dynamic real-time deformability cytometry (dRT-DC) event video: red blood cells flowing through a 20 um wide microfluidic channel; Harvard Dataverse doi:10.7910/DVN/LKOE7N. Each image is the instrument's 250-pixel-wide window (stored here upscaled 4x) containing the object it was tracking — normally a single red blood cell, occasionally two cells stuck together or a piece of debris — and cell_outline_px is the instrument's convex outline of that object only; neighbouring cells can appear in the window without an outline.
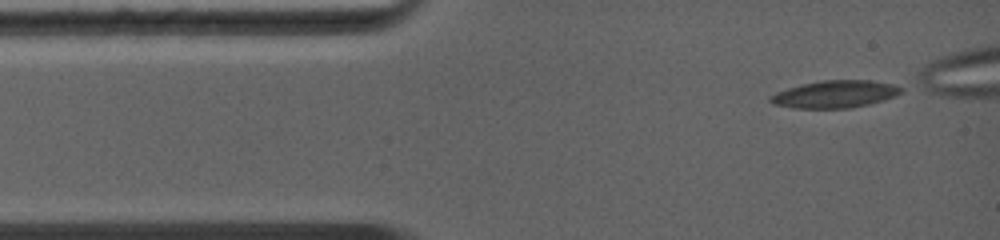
{"species": "common noctule bat (a hibernating species)", "species_latin": "Nyctalus noctula", "temperature_condition": "warm", "stored_images_in_passage": 44, "camera_frame_rate_fps": 5000, "um_per_image_px": 0.085, "animal": {"sex": "female", "body_mass_g": 19.0, "forearm_length_mm": 56.7}, "frame": {"image": 1, "passage_image": 1, "time_ms": 0.0, "image_size_px": [1000, 240], "cell_outline_px": [[904, 92], [868, 104], [848, 108], [796, 108], [772, 104], [768, 100], [768, 96], [776, 92], [788, 88], [804, 84], [824, 80], [872, 80], [892, 84], [904, 88]], "centroid_in_image_um": [70.95, 8.0], "position_along_channel_um": 14.1, "area_um2": 20.63}}
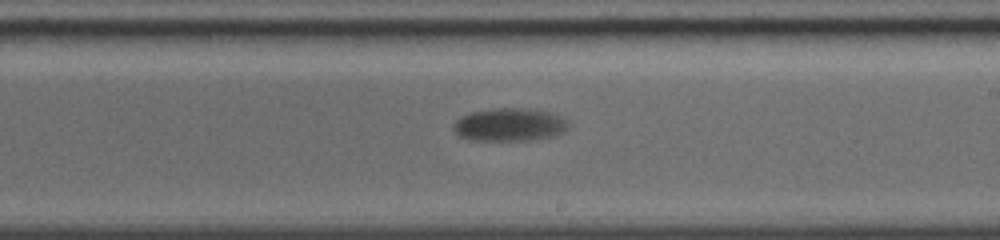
{"frame": {"image": 2, "passage_image": 27, "time_ms": 6.8, "image_size_px": [1000, 240], "cell_outline_px": [[568, 128], [564, 132], [556, 136], [532, 140], [468, 140], [460, 136], [452, 128], [452, 124], [460, 116], [468, 112], [496, 108], [528, 108], [548, 112], [560, 116], [568, 120]], "centroid_in_image_um": [43.3, 10.6], "position_along_channel_um": 245.7, "area_um2": 22.43}}
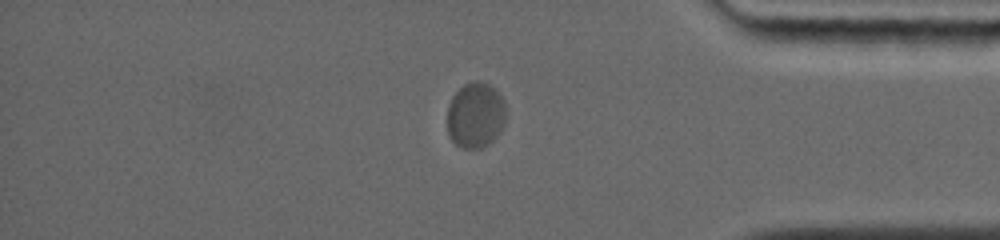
{"frame": {"image": 3, "passage_image": 42, "time_ms": 10.8, "image_size_px": [1000, 240], "cell_outline_px": [[504, 124], [500, 132], [488, 144], [480, 148], [464, 148], [456, 144], [452, 140], [448, 132], [448, 104], [452, 96], [464, 84], [476, 80], [480, 80], [488, 84], [504, 100]], "centroid_in_image_um": [40.4, 9.78], "position_along_channel_um": 394.8, "area_um2": 22.2}}